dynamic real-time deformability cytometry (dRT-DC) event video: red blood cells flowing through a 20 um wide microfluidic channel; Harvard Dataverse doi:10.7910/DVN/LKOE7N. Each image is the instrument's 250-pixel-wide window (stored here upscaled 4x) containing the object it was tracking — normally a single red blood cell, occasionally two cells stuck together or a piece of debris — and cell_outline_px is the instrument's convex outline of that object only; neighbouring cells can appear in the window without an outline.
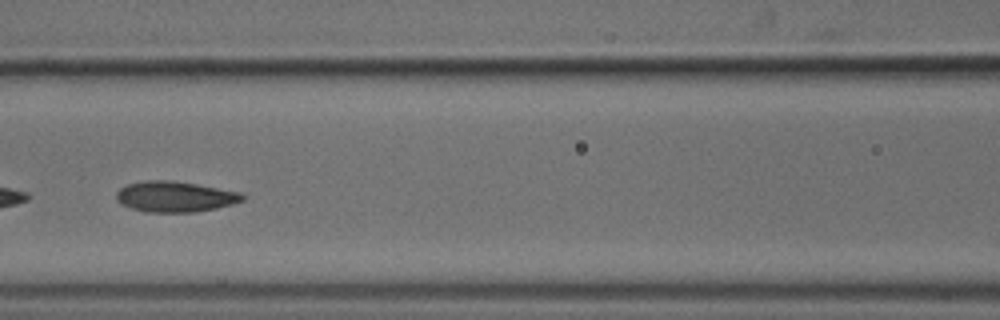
{"species": "common noctule bat (a hibernating species)", "species_latin": "Nyctalus noctula", "temperature_condition": "cold", "stored_images_in_passage": 54, "camera_frame_rate_fps": 3000, "um_per_image_px": 0.085, "animal": {"sex": "male", "body_mass_g": 18.8}, "frame": {"image": 1, "passage_image": 25, "time_ms": 8.0, "image_size_px": [1000, 320], "cell_outline_px": [[244, 200], [232, 204], [216, 208], [196, 212], [148, 212], [132, 208], [120, 204], [116, 200], [116, 192], [120, 188], [128, 184], [148, 180], [168, 180], [196, 184], [240, 192], [244, 196]], "centroid_in_image_um": [14.86, 16.72], "position_along_channel_um": 151.7, "area_um2": 22.43}}
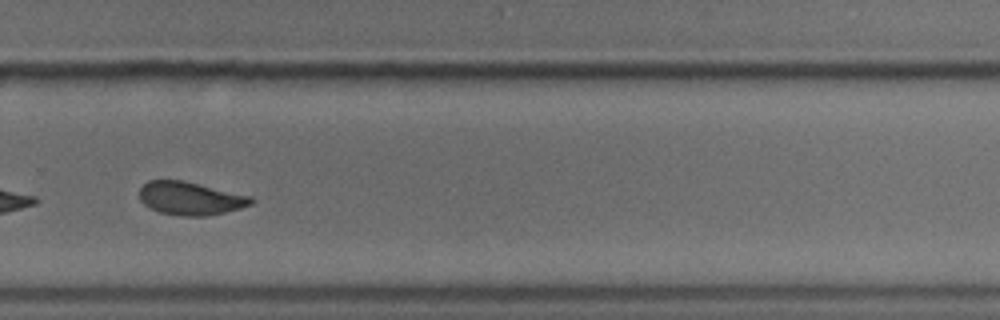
{"frame": {"image": 2, "passage_image": 38, "time_ms": 12.333, "image_size_px": [1000, 320], "cell_outline_px": [[256, 200], [252, 204], [240, 208], [224, 212], [204, 216], [184, 216], [160, 212], [144, 204], [140, 200], [140, 188], [148, 180], [184, 180], [252, 196]], "centroid_in_image_um": [16.21, 16.85], "position_along_channel_um": 313.6, "area_um2": 21.56}}
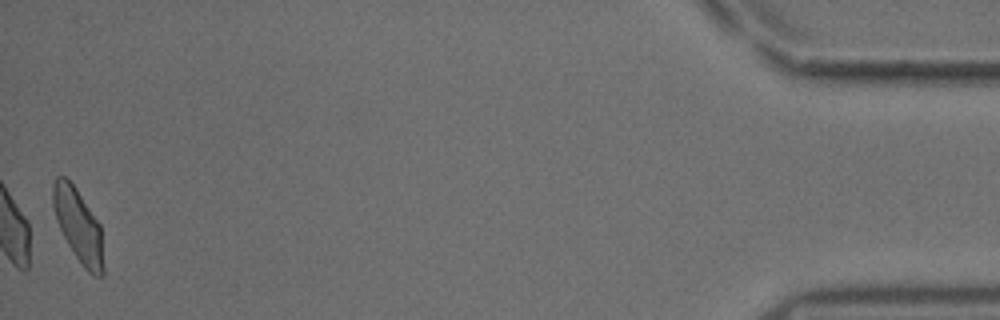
{"frame": {"image": 3, "passage_image": 54, "time_ms": 17.667, "image_size_px": [1000, 320], "cell_outline_px": [[104, 276], [96, 276], [88, 272], [84, 268], [68, 244], [56, 220], [52, 204], [52, 184], [56, 176], [64, 176], [76, 188], [100, 224], [104, 268]], "centroid_in_image_um": [6.65, 19.17], "position_along_channel_um": 428.5, "area_um2": 21.44}, "authors_computed_cell_mechanics": {"area_um2": 22.542, "velocity_mm_per_s": 3.7502, "shape_relaxation_time_tau1_ms": 3.4127, "shape_relaxation_time_tau2_ms": 1.9969, "deformation_change_tau1": 0.091, "deformation_change_tau2": 0.067}}